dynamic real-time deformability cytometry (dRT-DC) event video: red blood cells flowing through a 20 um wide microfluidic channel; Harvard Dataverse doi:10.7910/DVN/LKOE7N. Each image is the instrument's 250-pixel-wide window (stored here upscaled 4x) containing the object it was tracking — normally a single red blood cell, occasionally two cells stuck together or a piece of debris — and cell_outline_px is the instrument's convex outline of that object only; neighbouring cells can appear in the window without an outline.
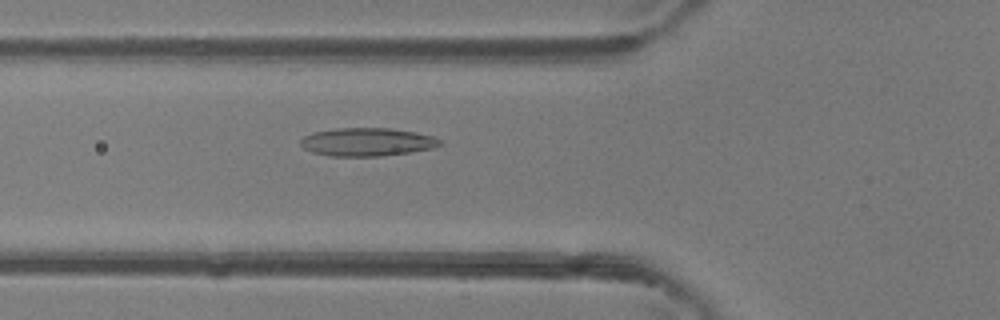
{"species": "common noctule bat (a hibernating species)", "species_latin": "Nyctalus noctula", "temperature_condition": "room temperature", "stored_images_in_passage": 47, "camera_frame_rate_fps": 3000, "um_per_image_px": 0.085, "animal": {"sex": "female"}, "frame": {"image": 1, "passage_image": 17, "time_ms": 5.333, "image_size_px": [1000, 320], "cell_outline_px": [[444, 144], [432, 148], [408, 152], [380, 156], [332, 156], [312, 152], [304, 148], [300, 144], [300, 140], [304, 136], [312, 132], [336, 128], [392, 128], [416, 132], [432, 136], [444, 140]], "centroid_in_image_um": [31.22, 12.06], "position_along_channel_um": 94.6, "area_um2": 23.0}}
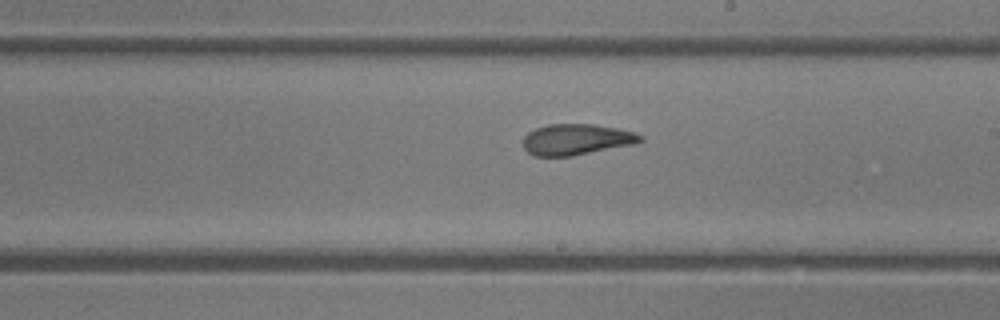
{"frame": {"image": 2, "passage_image": 27, "time_ms": 8.667, "image_size_px": [1000, 320], "cell_outline_px": [[644, 140], [632, 144], [572, 156], [532, 156], [524, 148], [524, 136], [528, 132], [536, 128], [548, 124], [592, 124], [616, 128], [632, 132], [644, 136]], "centroid_in_image_um": [48.96, 11.85], "position_along_channel_um": 240.0, "area_um2": 20.98}}
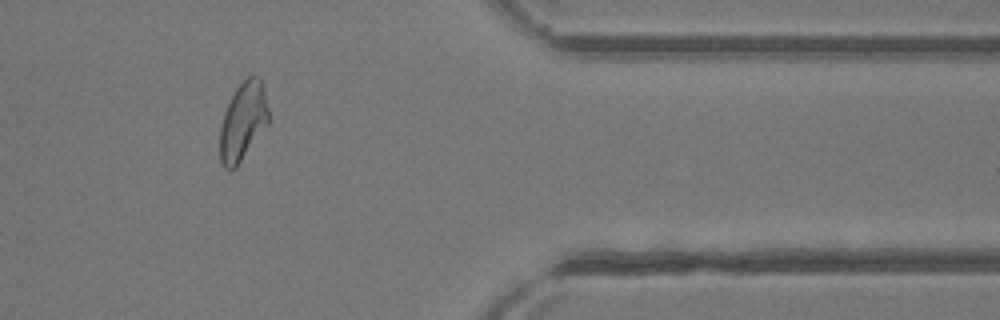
{"frame": {"image": 3, "passage_image": 39, "time_ms": 12.667, "image_size_px": [1000, 320], "cell_outline_px": [[268, 124], [236, 168], [228, 172], [224, 168], [220, 160], [220, 128], [224, 112], [236, 88], [248, 76], [260, 76], [264, 84], [268, 108]], "centroid_in_image_um": [20.66, 10.33], "position_along_channel_um": 390.7, "area_um2": 22.31}, "authors_computed_cell_mechanics": {"area_um2": 22.7154, "velocity_mm_per_s": 4.3585, "shape_relaxation_time_tau1_ms": 5.2718, "shape_relaxation_time_tau2_ms": 1.8776, "deformation_change_tau1": 0.1449, "deformation_change_tau2": 0.0932}}